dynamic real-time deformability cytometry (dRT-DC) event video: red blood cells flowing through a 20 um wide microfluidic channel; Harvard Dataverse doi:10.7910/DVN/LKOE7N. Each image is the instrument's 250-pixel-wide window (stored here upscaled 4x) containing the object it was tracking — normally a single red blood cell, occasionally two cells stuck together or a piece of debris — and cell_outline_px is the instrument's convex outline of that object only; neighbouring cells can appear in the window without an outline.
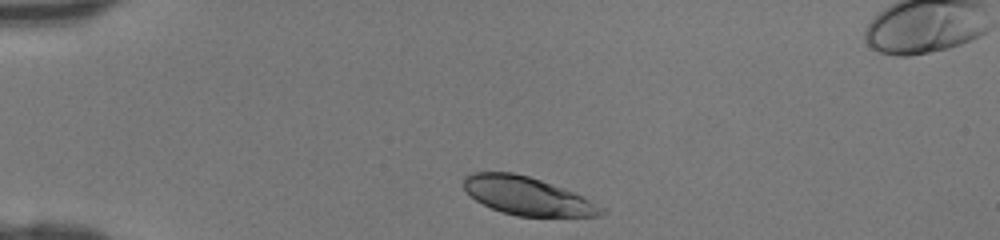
{"species": "human", "species_latin": "Homo sapiens", "temperature_condition": "room temperature", "stored_images_in_passage": 31, "camera_frame_rate_fps": 3000, "um_per_image_px": 0.085, "donor": {"sex": "female"}, "frame": {"image": 1, "passage_image": 2, "time_ms": 0.333, "image_size_px": [1000, 240], "cell_outline_px": [[608, 208], [600, 216], [516, 216], [500, 212], [476, 200], [464, 188], [464, 176], [472, 172], [512, 172], [528, 176], [564, 188]], "centroid_in_image_um": [44.85, 16.66], "position_along_channel_um": 40.2, "area_um2": 30.46}}
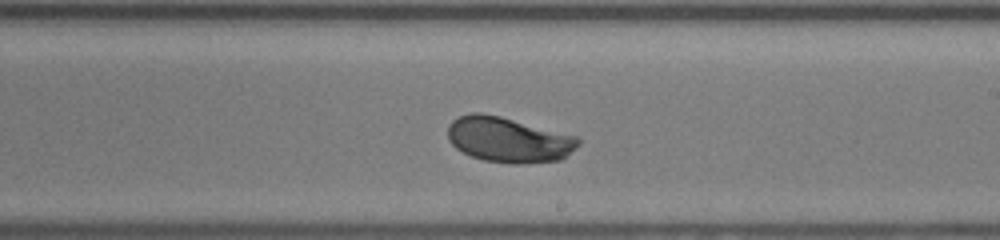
{"frame": {"image": 2, "passage_image": 19, "time_ms": 6.0, "image_size_px": [1000, 240], "cell_outline_px": [[580, 144], [576, 148], [560, 160], [524, 164], [512, 164], [484, 160], [472, 156], [456, 148], [448, 140], [448, 124], [452, 120], [460, 116], [472, 112], [480, 112], [500, 116], [580, 136]], "centroid_in_image_um": [43.25, 11.87], "position_along_channel_um": 245.7, "area_um2": 34.74}}
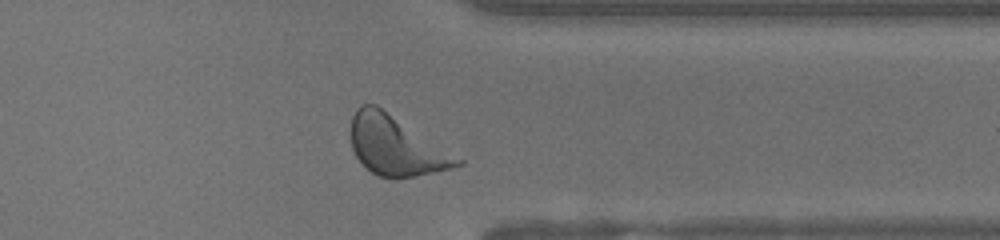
{"frame": {"image": 3, "passage_image": 28, "time_ms": 9.0, "image_size_px": [1000, 240], "cell_outline_px": [[464, 164], [452, 168], [416, 176], [392, 180], [376, 176], [364, 168], [356, 156], [352, 148], [352, 116], [356, 108], [360, 104], [376, 104], [464, 160]], "centroid_in_image_um": [33.64, 12.42], "position_along_channel_um": 377.8, "area_um2": 36.99}}